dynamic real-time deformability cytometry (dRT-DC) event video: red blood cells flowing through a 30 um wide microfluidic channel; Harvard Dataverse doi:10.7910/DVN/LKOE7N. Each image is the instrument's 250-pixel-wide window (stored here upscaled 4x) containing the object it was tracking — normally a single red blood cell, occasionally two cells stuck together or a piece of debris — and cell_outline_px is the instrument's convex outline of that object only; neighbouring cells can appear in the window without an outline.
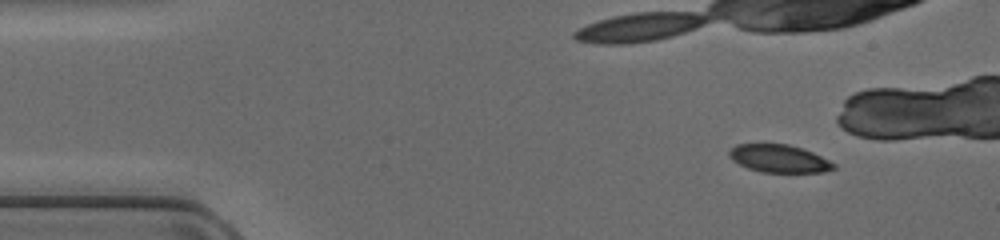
{"species": "common noctule bat (a hibernating species)", "species_latin": "Nyctalus noctula", "temperature_condition": "cold", "stored_images_in_passage": 15, "camera_frame_rate_fps": 3000, "um_per_image_px": 0.085, "animal": {"sex": "female", "body_mass_g": 17.0, "forearm_length_mm": 48.0}, "frame": {"image": 1, "passage_image": 5, "time_ms": 1.333, "image_size_px": [1000, 240], "cell_outline_px": [[836, 168], [824, 172], [764, 172], [748, 168], [732, 160], [728, 156], [728, 152], [736, 144], [788, 144], [812, 152], [836, 164]], "centroid_in_image_um": [66.21, 13.48], "position_along_channel_um": 18.8, "area_um2": 16.76}}